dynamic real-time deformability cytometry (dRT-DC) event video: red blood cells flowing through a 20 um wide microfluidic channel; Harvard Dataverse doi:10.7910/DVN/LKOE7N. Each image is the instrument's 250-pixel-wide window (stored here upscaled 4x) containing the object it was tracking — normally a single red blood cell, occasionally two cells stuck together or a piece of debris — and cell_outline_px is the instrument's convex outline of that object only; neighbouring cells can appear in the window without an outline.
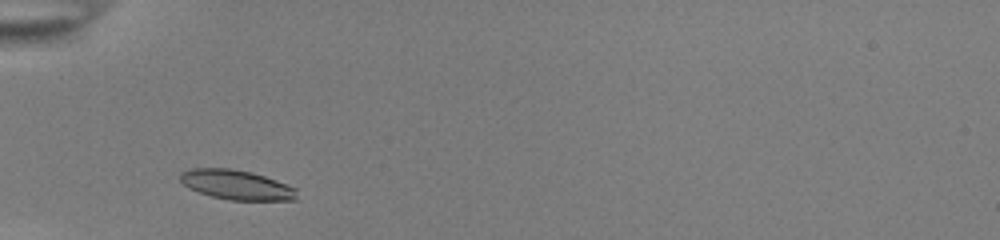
{"species": "common noctule bat (a hibernating species)", "species_latin": "Nyctalus noctula", "temperature_condition": "room temperature", "stored_images_in_passage": 29, "camera_frame_rate_fps": 3000, "um_per_image_px": 0.085, "animal": {"sex": "female", "body_mass_g": 22.0, "forearm_length_mm": 56.7}, "frame": {"image": 1, "passage_image": 2, "time_ms": 0.333, "image_size_px": [1000, 240], "cell_outline_px": [[296, 200], [228, 200], [212, 196], [188, 188], [180, 180], [180, 172], [192, 168], [232, 168], [252, 172], [276, 180], [296, 188]], "centroid_in_image_um": [20.09, 15.7], "position_along_channel_um": 64.9, "area_um2": 20.11}}
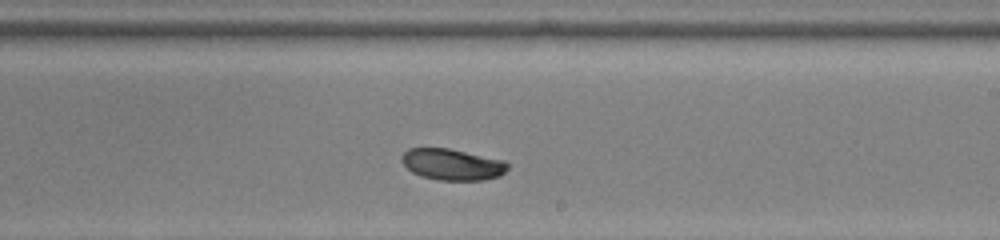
{"frame": {"image": 2, "passage_image": 17, "time_ms": 5.333, "image_size_px": [1000, 240], "cell_outline_px": [[508, 168], [500, 176], [484, 180], [436, 180], [420, 176], [412, 172], [400, 160], [400, 156], [408, 148], [448, 148], [504, 160], [508, 164]], "centroid_in_image_um": [38.42, 13.98], "position_along_channel_um": 250.6, "area_um2": 19.42}}
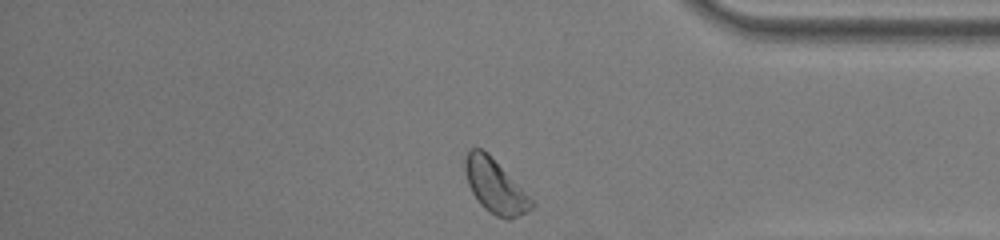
{"frame": {"image": 3, "passage_image": 29, "time_ms": 9.333, "image_size_px": [1000, 240], "cell_outline_px": [[536, 204], [528, 212], [508, 220], [496, 216], [484, 208], [480, 204], [472, 192], [468, 184], [464, 168], [464, 160], [468, 148], [480, 148], [488, 152]], "centroid_in_image_um": [42.06, 15.81], "position_along_channel_um": 393.1, "area_um2": 20.75}, "authors_computed_cell_mechanics": {"area_um2": 19.8832, "velocity_mm_per_s": 3.8395, "shape_relaxation_time_tau1_ms": 3.8801, "shape_relaxation_time_tau2_ms": null, "deformation_change_tau1": 0.1058, "deformation_change_tau2": null}}